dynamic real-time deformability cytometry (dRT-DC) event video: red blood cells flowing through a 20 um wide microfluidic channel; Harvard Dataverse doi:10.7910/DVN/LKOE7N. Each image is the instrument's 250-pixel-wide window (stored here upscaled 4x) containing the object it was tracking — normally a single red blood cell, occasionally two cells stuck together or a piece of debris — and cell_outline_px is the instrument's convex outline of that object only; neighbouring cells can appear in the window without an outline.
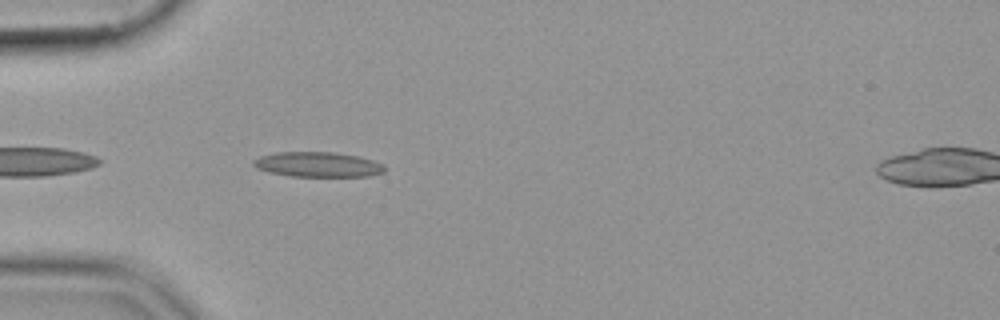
{"species": "common noctule bat (a hibernating species)", "species_latin": "Nyctalus noctula", "temperature_condition": "cold", "stored_images_in_passage": 40, "camera_frame_rate_fps": 3000, "um_per_image_px": 0.085, "animal": {"sex": "female", "body_mass_g": 19.9}, "frame": {"image": 1, "passage_image": 2, "time_ms": 0.333, "image_size_px": [1000, 320], "cell_outline_px": [[384, 172], [368, 176], [292, 176], [268, 172], [256, 168], [252, 164], [252, 160], [260, 156], [276, 152], [332, 152], [356, 156], [372, 160], [384, 164]], "centroid_in_image_um": [26.97, 13.98], "position_along_channel_um": 58.0, "area_um2": 19.02}}
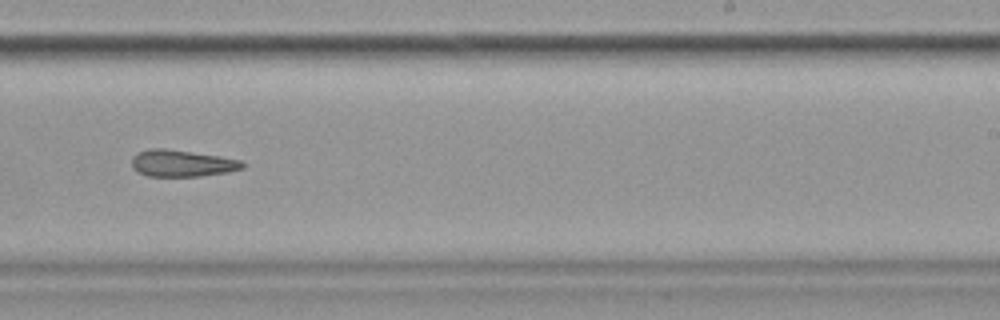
{"frame": {"image": 2, "passage_image": 20, "time_ms": 6.333, "image_size_px": [1000, 320], "cell_outline_px": [[244, 168], [228, 172], [200, 176], [148, 176], [136, 172], [132, 168], [132, 156], [136, 152], [148, 148], [164, 148], [220, 156], [240, 160], [244, 164]], "centroid_in_image_um": [15.41, 13.87], "position_along_channel_um": 273.6, "area_um2": 17.4}}
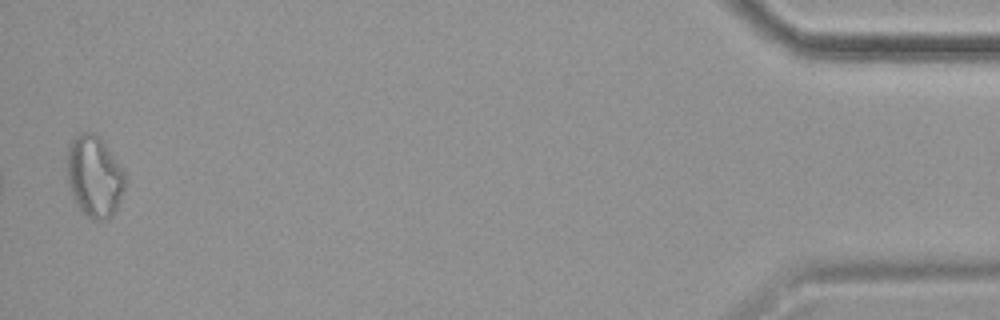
{"frame": {"image": 3, "passage_image": 39, "time_ms": 12.667, "image_size_px": [1000, 320], "cell_outline_px": [[124, 188], [116, 208], [112, 216], [108, 220], [92, 220], [80, 208], [72, 196], [68, 184], [68, 144], [80, 132], [96, 132], [104, 140], [124, 172]], "centroid_in_image_um": [8.02, 14.96], "position_along_channel_um": 427.2, "area_um2": 27.4}}